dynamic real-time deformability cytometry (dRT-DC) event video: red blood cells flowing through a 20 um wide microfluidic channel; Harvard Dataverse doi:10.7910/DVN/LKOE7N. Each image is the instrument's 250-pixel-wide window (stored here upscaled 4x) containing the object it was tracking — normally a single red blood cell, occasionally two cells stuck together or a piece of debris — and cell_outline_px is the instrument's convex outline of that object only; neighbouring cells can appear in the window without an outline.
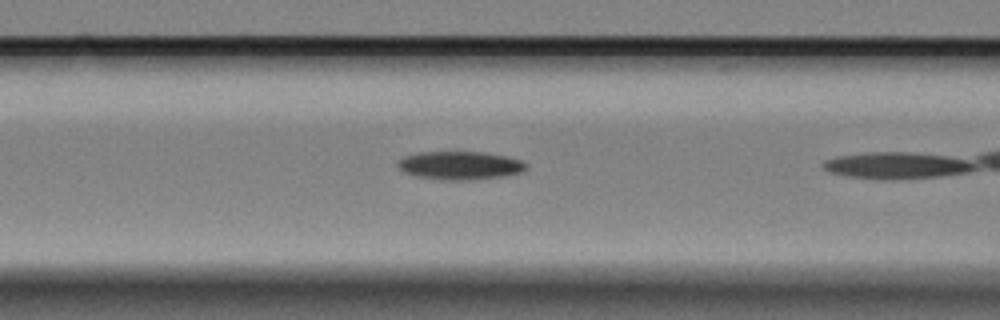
{"species": "Egyptian fruit bat (a non-hibernating species)", "species_latin": "Rousettus aegyptiacus", "temperature_condition": "cold", "stored_images_in_passage": 5, "segment_of_instrument_passage": [2, 2], "camera_frame_rate_fps": 3000, "um_per_image_px": 0.085, "animal": {"sex": "female"}, "frame": {"image": 1, "passage_image": 5, "time_ms": 1.333, "image_size_px": [1000, 320], "cell_outline_px": [[968, 168], [948, 172], [900, 176], [884, 176], [848, 172], [832, 168], [828, 164], [840, 160], [864, 156], [924, 156], [956, 160], [968, 164]], "centroid_in_image_um": [76.33, 14.06], "position_along_channel_um": 90.3, "area_um2": 15.32}}